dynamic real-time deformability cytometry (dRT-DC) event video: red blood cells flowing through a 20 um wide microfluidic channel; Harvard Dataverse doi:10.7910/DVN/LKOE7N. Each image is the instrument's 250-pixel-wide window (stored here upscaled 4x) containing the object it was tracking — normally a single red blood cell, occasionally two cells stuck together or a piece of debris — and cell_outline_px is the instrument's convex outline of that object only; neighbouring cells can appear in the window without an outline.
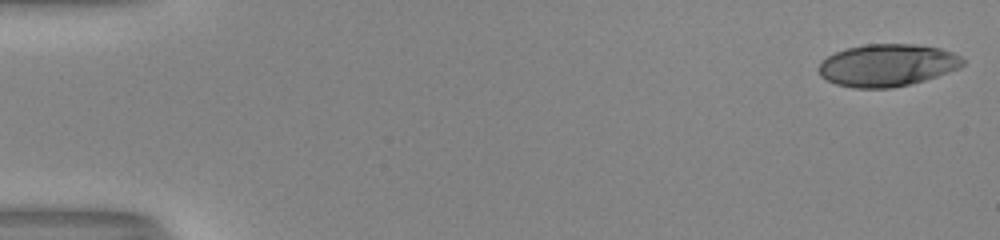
{"species": "human", "species_latin": "Homo sapiens", "temperature_condition": "room temperature", "stored_images_in_passage": 52, "camera_frame_rate_fps": 3000, "um_per_image_px": 0.085, "donor": {"sex": "male"}, "frame": {"image": 1, "passage_image": 1, "time_ms": 0.0, "image_size_px": [1000, 240], "cell_outline_px": [[964, 64], [960, 68], [924, 80], [892, 88], [856, 88], [836, 84], [820, 76], [816, 68], [820, 60], [844, 48], [864, 44], [912, 44], [940, 48], [952, 52], [960, 56], [964, 60]], "centroid_in_image_um": [75.37, 5.54], "position_along_channel_um": 9.6, "area_um2": 35.66}}
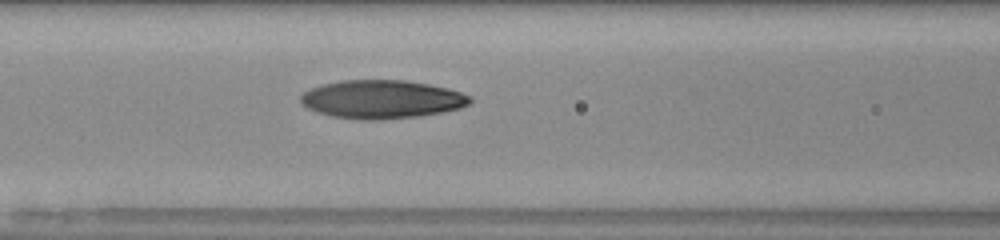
{"frame": {"image": 2, "passage_image": 23, "time_ms": 7.333, "image_size_px": [1000, 240], "cell_outline_px": [[472, 100], [468, 104], [460, 108], [420, 116], [380, 120], [360, 120], [332, 116], [316, 112], [300, 104], [300, 96], [304, 92], [312, 88], [324, 84], [340, 80], [404, 80], [428, 84], [448, 88], [472, 96]], "centroid_in_image_um": [32.44, 8.44], "position_along_channel_um": 134.2, "area_um2": 37.97}}
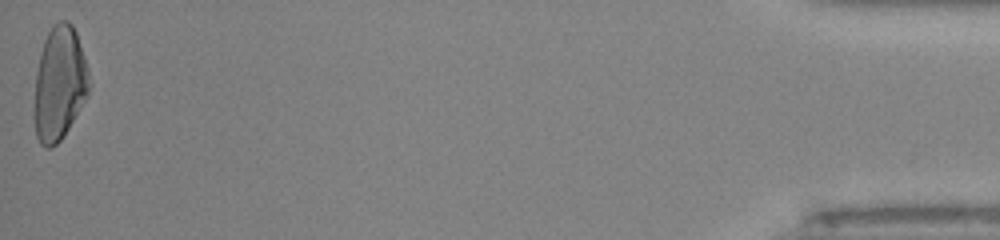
{"frame": {"image": 3, "passage_image": 52, "time_ms": 17.0, "image_size_px": [1000, 240], "cell_outline_px": [[92, 84], [84, 100], [68, 128], [60, 140], [52, 148], [44, 148], [40, 144], [36, 136], [32, 116], [36, 72], [40, 52], [44, 40], [52, 24], [60, 20], [68, 20], [72, 24], [76, 32], [88, 68]], "centroid_in_image_um": [5.02, 7.1], "position_along_channel_um": 430.2, "area_um2": 36.93}, "authors_computed_cell_mechanics": {"area_um2": 36.3851, "velocity_mm_per_s": 4.0647, "shape_relaxation_time_tau1_ms": 9.3988, "shape_relaxation_time_tau2_ms": 2.8084, "deformation_change_tau1": 0.331, "deformation_change_tau2": 0.0853}}